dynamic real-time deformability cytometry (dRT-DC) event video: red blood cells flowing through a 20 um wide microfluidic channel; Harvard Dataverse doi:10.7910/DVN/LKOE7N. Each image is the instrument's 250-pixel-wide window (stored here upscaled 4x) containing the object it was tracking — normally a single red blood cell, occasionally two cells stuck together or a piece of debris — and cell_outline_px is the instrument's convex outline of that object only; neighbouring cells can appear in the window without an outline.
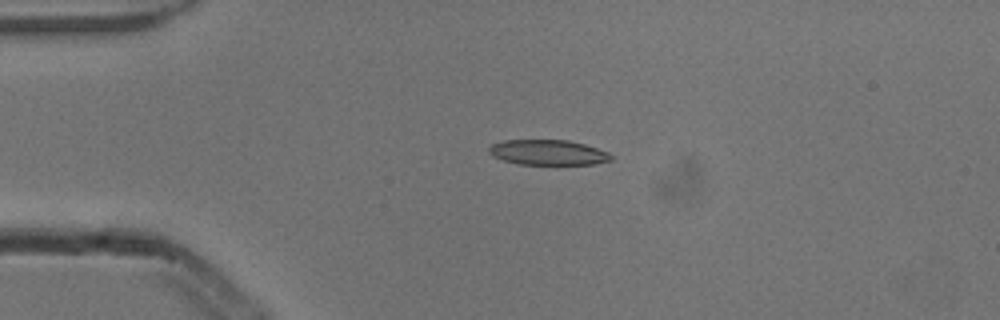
{"species": "common noctule bat (a hibernating species)", "species_latin": "Nyctalus noctula", "temperature_condition": "cold", "stored_images_in_passage": 5, "camera_frame_rate_fps": 3000, "um_per_image_px": 0.085, "animal": {"sex": "male", "body_mass_g": 13.3}, "frame": {"image": 1, "passage_image": 4, "time_ms": 1.0, "image_size_px": [1000, 320], "cell_outline_px": [[612, 160], [592, 164], [520, 164], [504, 160], [492, 156], [488, 152], [488, 148], [492, 144], [504, 140], [568, 140], [584, 144], [608, 152], [612, 156]], "centroid_in_image_um": [46.56, 12.95], "position_along_channel_um": 38.4, "area_um2": 17.8}}